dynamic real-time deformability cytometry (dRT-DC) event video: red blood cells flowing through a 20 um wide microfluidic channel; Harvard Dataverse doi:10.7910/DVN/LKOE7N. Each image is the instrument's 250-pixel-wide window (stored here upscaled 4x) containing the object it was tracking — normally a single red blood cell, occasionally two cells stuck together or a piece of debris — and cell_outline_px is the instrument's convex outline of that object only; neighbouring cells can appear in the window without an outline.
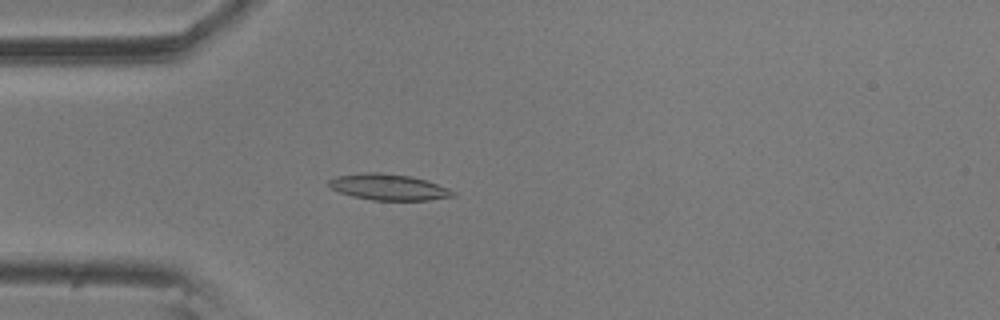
{"species": "common noctule bat (a hibernating species)", "species_latin": "Nyctalus noctula", "temperature_condition": "room temperature", "stored_images_in_passage": 56, "camera_frame_rate_fps": 3000, "um_per_image_px": 0.085, "animal": {"sex": "male", "body_mass_g": 20.5, "forearm_length_mm": 52.5}, "frame": {"image": 1, "passage_image": 15, "time_ms": 4.667, "image_size_px": [1000, 320], "cell_outline_px": [[456, 196], [428, 200], [372, 200], [352, 196], [340, 192], [332, 188], [328, 184], [328, 180], [336, 176], [364, 172], [380, 172], [412, 176], [448, 188], [456, 192]], "centroid_in_image_um": [33.02, 15.9], "position_along_channel_um": 52.0, "area_um2": 18.84}}
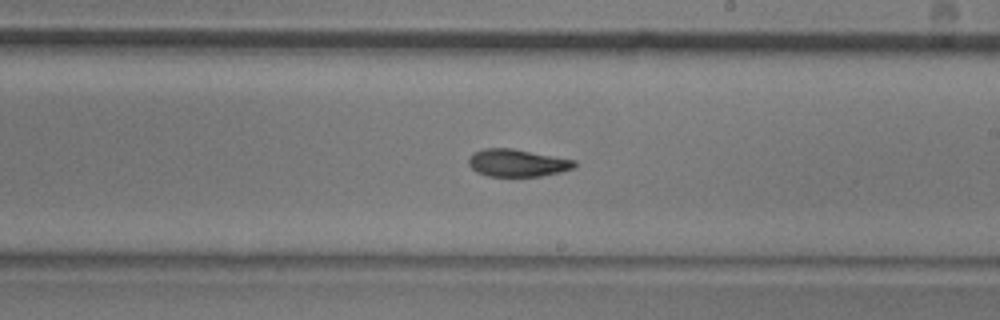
{"frame": {"image": 2, "passage_image": 32, "time_ms": 10.333, "image_size_px": [1000, 320], "cell_outline_px": [[576, 164], [572, 168], [560, 172], [540, 176], [488, 176], [476, 172], [468, 164], [468, 160], [472, 152], [484, 148], [512, 148], [576, 160]], "centroid_in_image_um": [43.93, 13.84], "position_along_channel_um": 245.1, "area_um2": 16.94}}
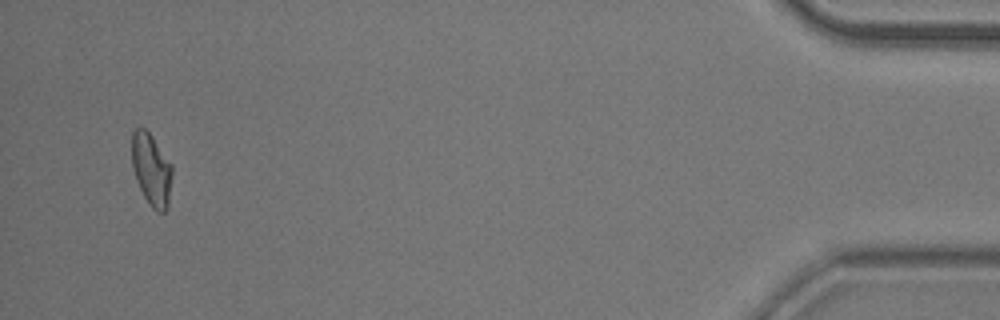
{"frame": {"image": 3, "passage_image": 54, "time_ms": 17.667, "image_size_px": [1000, 320], "cell_outline_px": [[172, 176], [168, 208], [164, 212], [156, 212], [152, 208], [144, 196], [136, 180], [132, 168], [132, 132], [136, 128], [144, 128], [152, 136], [172, 164]], "centroid_in_image_um": [12.88, 14.43], "position_along_channel_um": 422.3, "area_um2": 17.05}, "authors_computed_cell_mechanics": {"area_um2": 17.5423, "velocity_mm_per_s": 3.5377, "shape_relaxation_time_tau1_ms": 6.53, "shape_relaxation_time_tau2_ms": 3.7706, "deformation_change_tau1": 0.1628, "deformation_change_tau2": 0.0907}}